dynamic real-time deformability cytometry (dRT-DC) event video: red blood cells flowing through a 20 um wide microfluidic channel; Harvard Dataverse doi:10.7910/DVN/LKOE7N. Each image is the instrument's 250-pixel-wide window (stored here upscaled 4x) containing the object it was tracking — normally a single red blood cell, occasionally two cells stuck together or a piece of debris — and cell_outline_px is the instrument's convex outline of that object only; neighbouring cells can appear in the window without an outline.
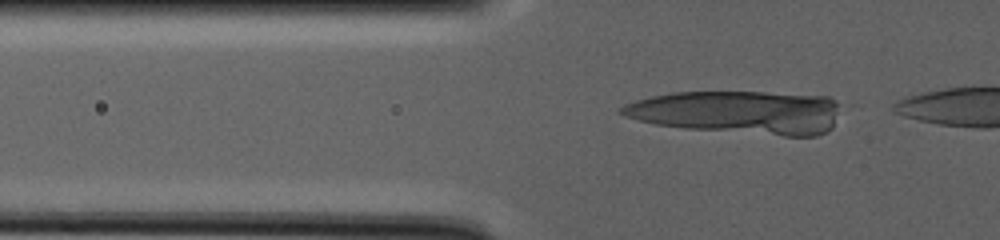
{"species": "human", "species_latin": "Homo sapiens", "temperature_condition": "warm", "stored_images_in_passage": 16, "segment_of_instrument_passage": [1, 3], "camera_frame_rate_fps": 3000, "um_per_image_px": 0.085, "donor": {"sex": "male"}, "frame": {"image": 1, "passage_image": 3, "time_ms": 1.667, "image_size_px": [1000, 240], "cell_outline_px": [[844, 104], [832, 128], [816, 136], [784, 136], [684, 128], [656, 124], [624, 116], [616, 112], [624, 104], [636, 100], [652, 96], [672, 92], [764, 92], [828, 96]], "centroid_in_image_um": [62.82, 9.54], "position_along_channel_um": 63.0, "area_um2": 55.78}}